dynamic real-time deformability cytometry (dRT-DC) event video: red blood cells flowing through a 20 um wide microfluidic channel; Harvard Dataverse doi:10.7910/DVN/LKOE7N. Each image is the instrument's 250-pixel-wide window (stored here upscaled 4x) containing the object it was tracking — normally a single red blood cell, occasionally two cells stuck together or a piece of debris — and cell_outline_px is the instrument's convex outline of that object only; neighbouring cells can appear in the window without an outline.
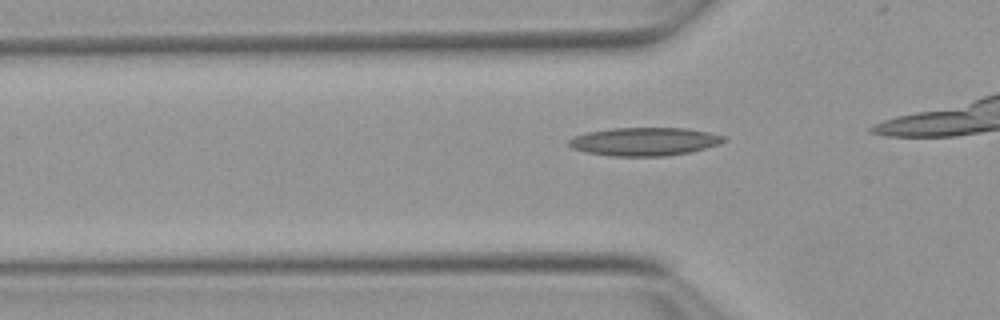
{"species": "Egyptian fruit bat (a non-hibernating species)", "species_latin": "Rousettus aegyptiacus", "temperature_condition": "warm", "stored_images_in_passage": 17, "camera_frame_rate_fps": 3000, "um_per_image_px": 0.085, "animal": {"sex": "female"}, "frame": {"image": 1, "passage_image": 2, "time_ms": 0.333, "image_size_px": [1000, 320], "cell_outline_px": [[728, 140], [720, 144], [692, 152], [664, 156], [612, 156], [588, 152], [572, 148], [568, 144], [568, 140], [576, 136], [588, 132], [612, 128], [688, 128], [708, 132], [724, 136]], "centroid_in_image_um": [54.83, 12.03], "position_along_channel_um": 71.0, "area_um2": 25.49}}
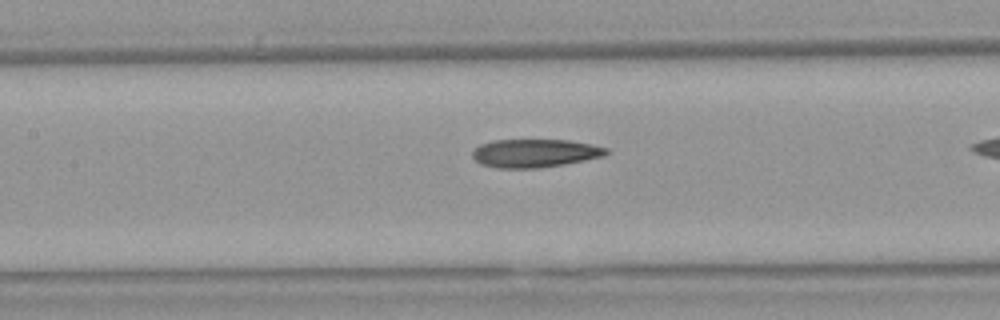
{"frame": {"image": 2, "passage_image": 9, "time_ms": 2.667, "image_size_px": [1000, 320], "cell_outline_px": [[608, 152], [604, 156], [564, 164], [536, 168], [496, 168], [480, 164], [472, 156], [472, 152], [480, 144], [492, 140], [568, 140], [592, 144], [608, 148]], "centroid_in_image_um": [45.45, 13.02], "position_along_channel_um": 162.0, "area_um2": 22.02}}
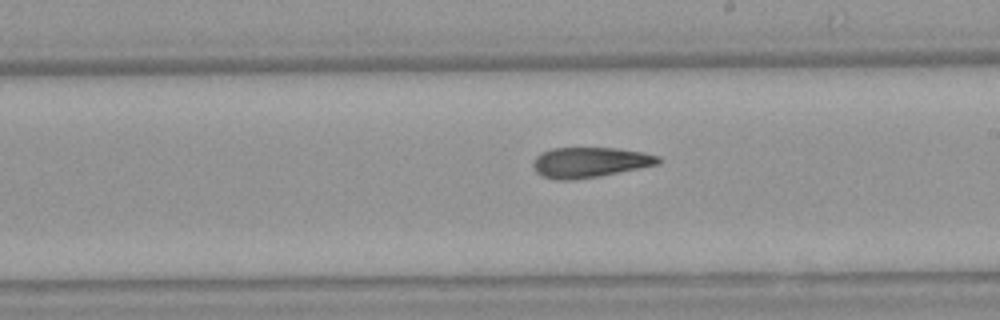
{"frame": {"image": 3, "passage_image": 15, "time_ms": 4.667, "image_size_px": [1000, 320], "cell_outline_px": [[660, 164], [600, 176], [576, 180], [556, 180], [544, 176], [536, 172], [532, 164], [536, 156], [540, 152], [552, 148], [616, 148], [644, 152], [660, 156]], "centroid_in_image_um": [50.14, 13.8], "position_along_channel_um": 238.9, "area_um2": 22.25}}